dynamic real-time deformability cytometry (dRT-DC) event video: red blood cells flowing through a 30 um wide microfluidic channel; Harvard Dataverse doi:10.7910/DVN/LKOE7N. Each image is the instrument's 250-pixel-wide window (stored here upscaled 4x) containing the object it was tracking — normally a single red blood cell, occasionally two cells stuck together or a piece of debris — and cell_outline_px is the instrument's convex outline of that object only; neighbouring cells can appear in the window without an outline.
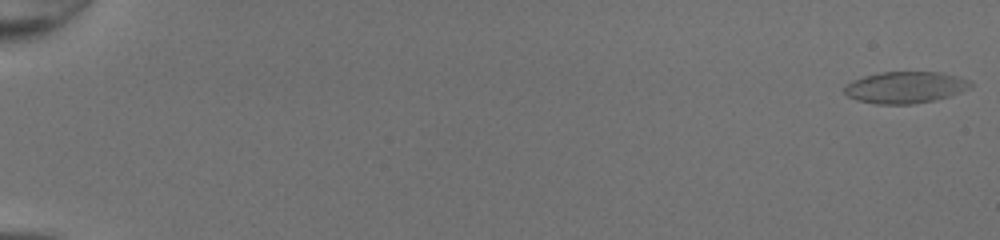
{"species": "common noctule bat (a hibernating species)", "species_latin": "Nyctalus noctula", "temperature_condition": "room temperature", "stored_images_in_passage": 51, "camera_frame_rate_fps": 3000, "um_per_image_px": 0.085, "animal": {"sex": "female", "body_mass_g": 20.0, "forearm_length_mm": 54.0}, "frame": {"image": 1, "passage_image": 1, "time_ms": 0.0, "image_size_px": [1000, 240], "cell_outline_px": [[972, 88], [948, 96], [932, 100], [912, 104], [876, 104], [856, 100], [848, 96], [844, 92], [844, 88], [852, 80], [864, 76], [880, 72], [940, 72], [972, 80]], "centroid_in_image_um": [76.96, 7.42], "position_along_channel_um": 8.0, "area_um2": 23.24}}
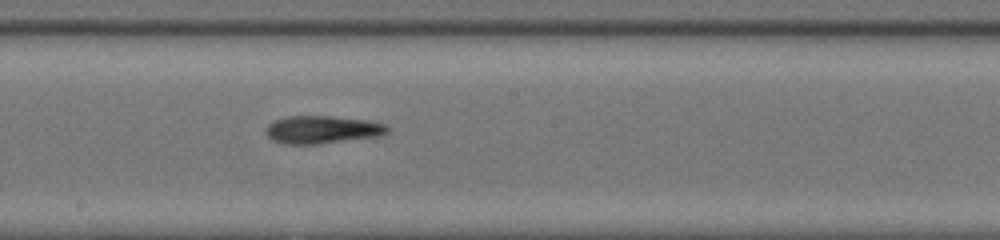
{"frame": {"image": 2, "passage_image": 31, "time_ms": 10.0, "image_size_px": [1000, 240], "cell_outline_px": [[392, 128], [388, 132], [380, 136], [316, 144], [284, 144], [272, 140], [264, 132], [268, 124], [276, 120], [288, 116], [332, 116], [368, 120], [388, 124]], "centroid_in_image_um": [27.43, 11.01], "position_along_channel_um": 220.8, "area_um2": 19.88}}
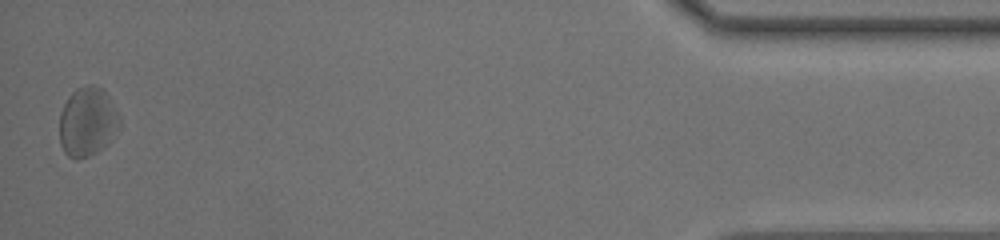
{"frame": {"image": 3, "passage_image": 51, "time_ms": 16.667, "image_size_px": [1000, 240], "cell_outline_px": [[120, 128], [104, 148], [88, 156], [76, 160], [68, 156], [64, 152], [60, 144], [60, 112], [68, 96], [76, 88], [88, 84], [92, 84], [100, 88], [104, 92], [120, 116]], "centroid_in_image_um": [7.42, 10.37], "position_along_channel_um": 427.8, "area_um2": 24.28}, "authors_computed_cell_mechanics": {"area_um2": 21.1548, "velocity_mm_per_s": 4.2282, "shape_relaxation_time_tau1_ms": 1.2806, "shape_relaxation_time_tau2_ms": 4.6842, "deformation_change_tau1": 0.0777, "deformation_change_tau2": 0.1541}}